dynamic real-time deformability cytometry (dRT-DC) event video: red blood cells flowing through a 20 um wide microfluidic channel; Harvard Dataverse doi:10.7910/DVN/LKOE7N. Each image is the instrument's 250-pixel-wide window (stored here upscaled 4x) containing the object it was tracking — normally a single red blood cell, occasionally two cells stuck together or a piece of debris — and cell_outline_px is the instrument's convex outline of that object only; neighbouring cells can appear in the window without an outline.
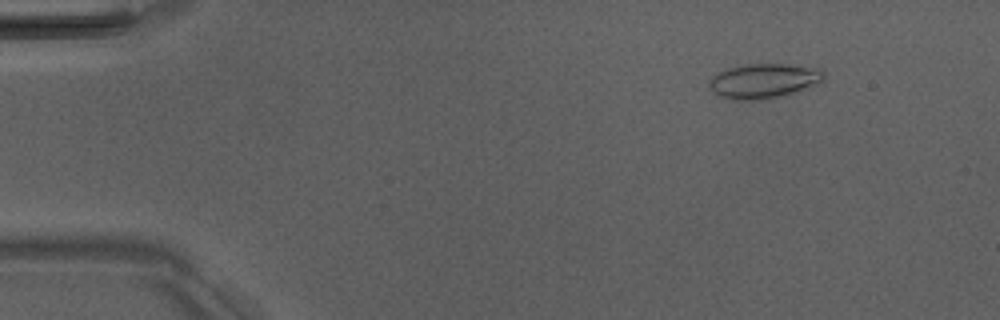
{"species": "Egyptian fruit bat (a non-hibernating species)", "species_latin": "Rousettus aegyptiacus", "temperature_condition": "room temperature", "stored_images_in_passage": 5, "camera_frame_rate_fps": 3000, "um_per_image_px": 0.085, "animal": {"sex": "male"}, "frame": {"image": 1, "passage_image": 2, "time_ms": 1.0, "image_size_px": [1000, 320], "cell_outline_px": [[824, 80], [792, 92], [780, 96], [752, 100], [732, 100], [720, 96], [712, 92], [708, 88], [708, 84], [712, 76], [716, 72], [728, 68], [748, 64], [788, 64], [820, 68], [824, 72]], "centroid_in_image_um": [64.85, 6.86], "position_along_channel_um": 20.2, "area_um2": 23.0}}